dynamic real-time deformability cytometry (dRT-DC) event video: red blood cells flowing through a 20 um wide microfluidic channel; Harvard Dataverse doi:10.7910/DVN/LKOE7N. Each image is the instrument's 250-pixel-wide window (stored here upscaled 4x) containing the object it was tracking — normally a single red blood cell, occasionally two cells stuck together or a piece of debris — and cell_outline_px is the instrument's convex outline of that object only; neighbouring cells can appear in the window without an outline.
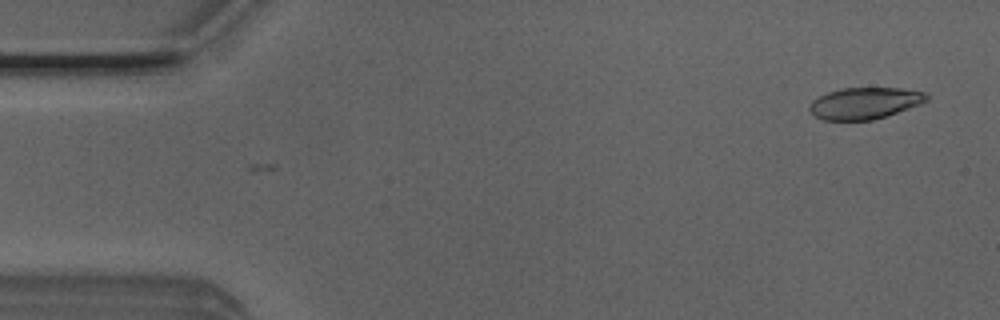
{"species": "Egyptian fruit bat (a non-hibernating species)", "species_latin": "Rousettus aegyptiacus", "temperature_condition": "room temperature", "stored_images_in_passage": 3, "camera_frame_rate_fps": 3000, "um_per_image_px": 0.085, "animal": {"sex": "male"}, "frame": {"image": 1, "passage_image": 2, "time_ms": 0.333, "image_size_px": [1000, 320], "cell_outline_px": [[928, 100], [920, 104], [872, 120], [824, 120], [816, 116], [808, 108], [812, 100], [828, 92], [844, 88], [900, 88], [924, 92], [928, 96]], "centroid_in_image_um": [73.49, 8.76], "position_along_channel_um": 11.5, "area_um2": 21.21}}